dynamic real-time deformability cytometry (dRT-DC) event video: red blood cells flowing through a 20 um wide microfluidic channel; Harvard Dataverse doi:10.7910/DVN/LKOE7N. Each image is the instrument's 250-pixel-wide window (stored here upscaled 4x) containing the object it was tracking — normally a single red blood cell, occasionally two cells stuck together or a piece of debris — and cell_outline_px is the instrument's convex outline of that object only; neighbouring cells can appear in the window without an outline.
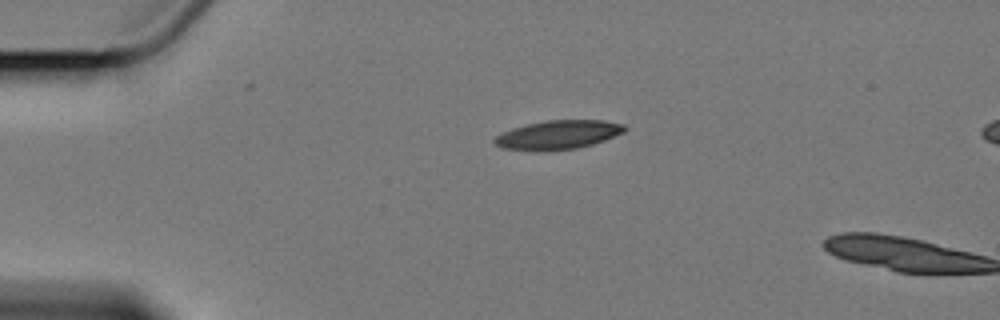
{"species": "Egyptian fruit bat (a non-hibernating species)", "species_latin": "Rousettus aegyptiacus", "temperature_condition": "cold", "stored_images_in_passage": 2, "camera_frame_rate_fps": 3000, "um_per_image_px": 0.085, "animal": {"sex": "female"}, "frame": {"image": 1, "passage_image": 1, "time_ms": 0.0, "image_size_px": [1000, 320], "cell_outline_px": [[628, 128], [624, 132], [604, 140], [592, 144], [576, 148], [504, 148], [496, 144], [492, 140], [496, 136], [512, 128], [524, 124], [544, 120], [604, 120], [624, 124]], "centroid_in_image_um": [47.51, 11.39], "position_along_channel_um": 37.5, "area_um2": 21.04}}